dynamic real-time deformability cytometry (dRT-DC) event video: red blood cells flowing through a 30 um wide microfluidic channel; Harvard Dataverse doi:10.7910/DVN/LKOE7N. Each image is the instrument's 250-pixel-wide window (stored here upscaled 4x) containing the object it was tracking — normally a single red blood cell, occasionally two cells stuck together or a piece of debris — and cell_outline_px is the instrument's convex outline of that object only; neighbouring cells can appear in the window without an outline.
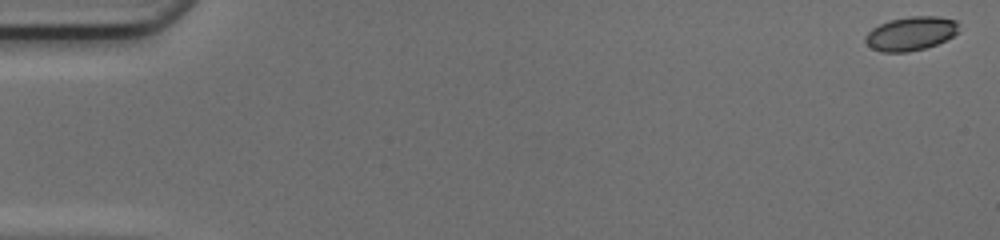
{"species": "common noctule bat (a hibernating species)", "species_latin": "Nyctalus noctula", "temperature_condition": "cold", "stored_images_in_passage": 50, "camera_frame_rate_fps": 3000, "um_per_image_px": 0.085, "animal": {"sex": "female", "body_mass_g": 17.0, "forearm_length_mm": 48.0}, "frame": {"image": 1, "passage_image": 1, "time_ms": 0.0, "image_size_px": [1000, 240], "cell_outline_px": [[960, 32], [936, 44], [924, 48], [908, 52], [880, 52], [872, 48], [864, 40], [864, 36], [872, 28], [880, 24], [892, 20], [908, 16], [940, 16], [956, 20]], "centroid_in_image_um": [77.42, 2.84], "position_along_channel_um": 7.6, "area_um2": 18.44}}
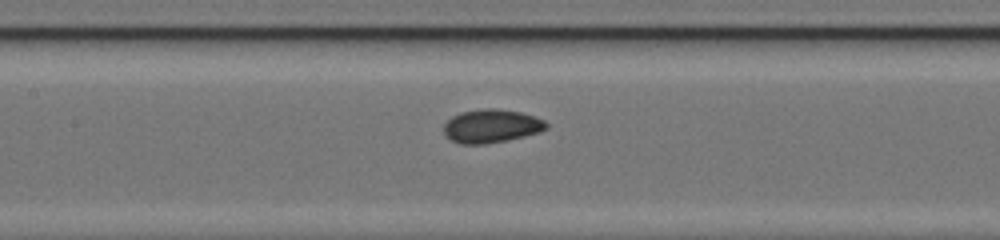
{"frame": {"image": 2, "passage_image": 24, "time_ms": 7.667, "image_size_px": [1000, 240], "cell_outline_px": [[548, 128], [540, 132], [508, 140], [484, 144], [460, 144], [444, 136], [444, 124], [452, 116], [460, 112], [484, 108], [496, 108], [520, 112], [536, 116], [544, 120], [548, 124]], "centroid_in_image_um": [41.77, 10.71], "position_along_channel_um": 165.6, "area_um2": 20.17}}
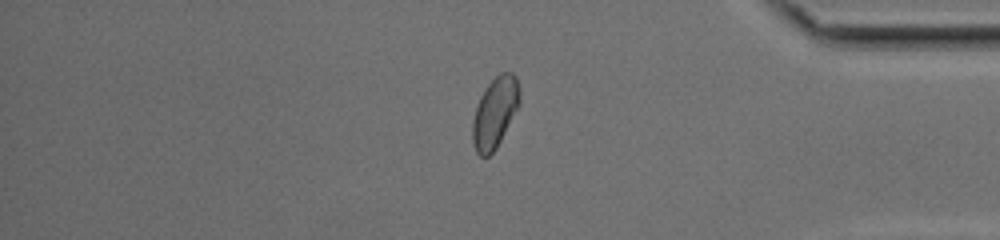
{"frame": {"image": 3, "passage_image": 42, "time_ms": 13.667, "image_size_px": [1000, 240], "cell_outline_px": [[520, 104], [496, 148], [488, 156], [480, 156], [476, 152], [472, 144], [472, 120], [480, 96], [484, 88], [500, 72], [512, 72], [516, 76], [520, 88]], "centroid_in_image_um": [42.07, 9.55], "position_along_channel_um": 393.1, "area_um2": 19.48}, "authors_computed_cell_mechanics": {"area_um2": 19.1029, "velocity_mm_per_s": 4.2151, "shape_relaxation_time_tau1_ms": 2.9873, "shape_relaxation_time_tau2_ms": 1.1489, "deformation_change_tau1": 0.0929, "deformation_change_tau2": 0.0416}}